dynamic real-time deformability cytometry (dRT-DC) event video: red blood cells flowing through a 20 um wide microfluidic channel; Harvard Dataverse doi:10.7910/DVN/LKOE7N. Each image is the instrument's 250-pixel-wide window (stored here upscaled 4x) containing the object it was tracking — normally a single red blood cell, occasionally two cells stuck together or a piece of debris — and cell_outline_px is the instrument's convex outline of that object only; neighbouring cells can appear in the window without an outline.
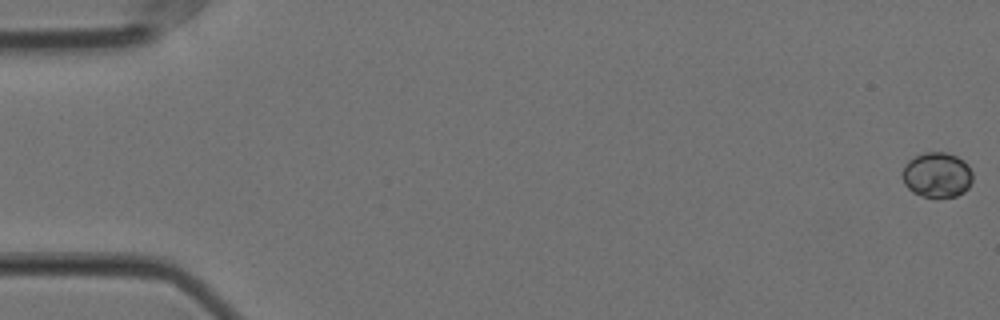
{"species": "Egyptian fruit bat (a non-hibernating species)", "species_latin": "Rousettus aegyptiacus", "temperature_condition": "cold", "stored_images_in_passage": 44, "camera_frame_rate_fps": 3000, "um_per_image_px": 0.085, "animal": {"sex": "female"}, "frame": {"image": 1, "passage_image": 1, "time_ms": 0.0, "image_size_px": [1000, 320], "cell_outline_px": [[972, 180], [968, 188], [964, 192], [956, 196], [920, 196], [912, 192], [904, 184], [904, 164], [908, 160], [924, 152], [944, 152], [956, 156], [964, 160], [968, 164], [972, 172]], "centroid_in_image_um": [79.66, 14.85], "position_along_channel_um": 5.3, "area_um2": 18.38}}
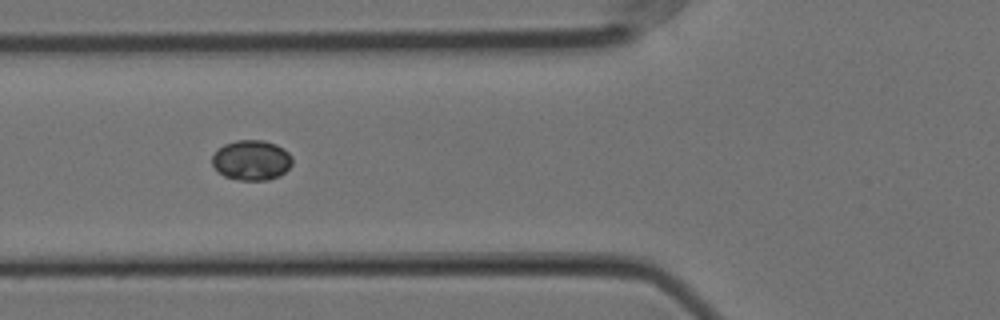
{"frame": {"image": 2, "passage_image": 22, "time_ms": 7.0, "image_size_px": [1000, 320], "cell_outline_px": [[292, 164], [280, 176], [268, 180], [240, 180], [224, 176], [212, 164], [212, 156], [224, 144], [236, 140], [264, 140], [276, 144], [284, 148], [292, 156]], "centroid_in_image_um": [21.41, 13.61], "position_along_channel_um": 104.4, "area_um2": 18.73}}
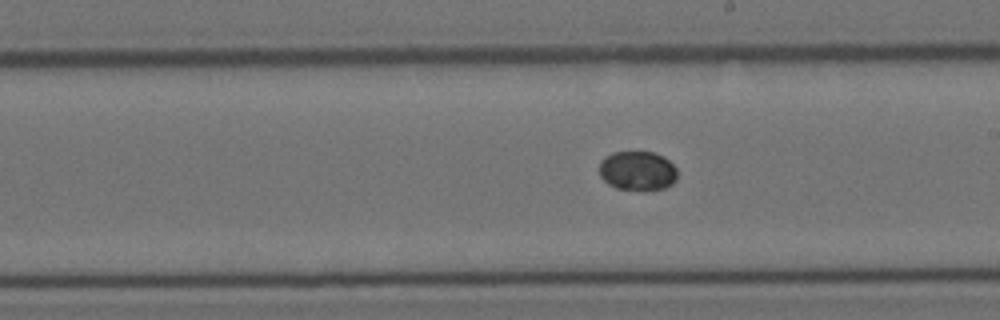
{"frame": {"image": 3, "passage_image": 33, "time_ms": 10.667, "image_size_px": [1000, 320], "cell_outline_px": [[676, 180], [672, 184], [664, 188], [616, 188], [608, 184], [600, 176], [600, 160], [604, 156], [612, 152], [652, 152], [664, 156], [676, 168]], "centroid_in_image_um": [54.17, 14.48], "position_along_channel_um": 234.8, "area_um2": 17.57}}